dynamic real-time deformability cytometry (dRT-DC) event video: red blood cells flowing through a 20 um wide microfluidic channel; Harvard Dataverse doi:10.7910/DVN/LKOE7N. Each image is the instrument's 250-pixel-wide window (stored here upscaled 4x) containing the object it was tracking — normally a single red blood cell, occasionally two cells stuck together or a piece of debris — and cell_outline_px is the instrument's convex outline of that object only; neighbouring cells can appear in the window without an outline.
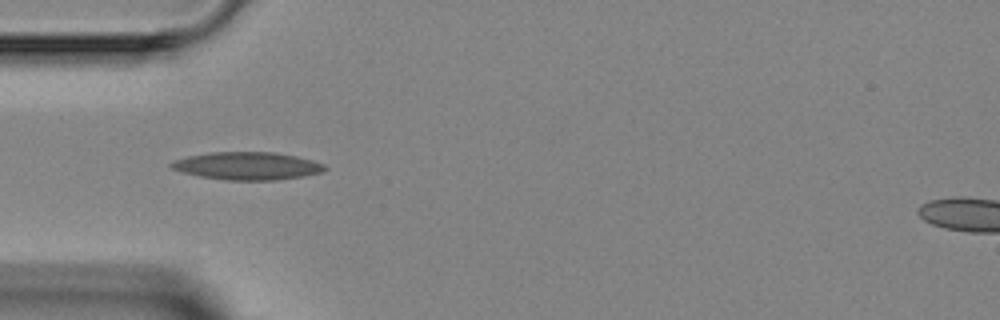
{"species": "Egyptian fruit bat (a non-hibernating species)", "species_latin": "Rousettus aegyptiacus", "temperature_condition": "room temperature", "stored_images_in_passage": 3, "camera_frame_rate_fps": 3000, "um_per_image_px": 0.085, "animal": {"sex": "female"}, "frame": {"image": 1, "passage_image": 2, "time_ms": 1.0, "image_size_px": [1000, 320], "cell_outline_px": [[328, 168], [324, 172], [304, 176], [276, 180], [228, 180], [200, 176], [184, 172], [172, 168], [168, 164], [172, 160], [188, 156], [212, 152], [276, 152], [296, 156], [312, 160], [324, 164]], "centroid_in_image_um": [21.05, 14.1], "position_along_channel_um": 63.9, "area_um2": 24.85}}
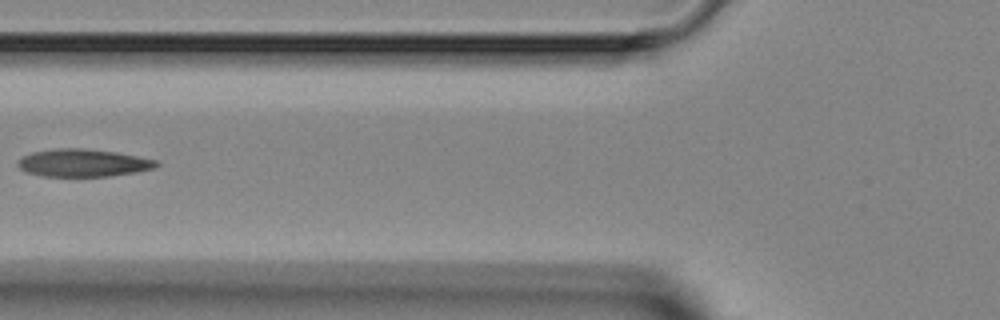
{"frame": {"image": 2, "passage_image": 3, "time_ms": 2.333, "image_size_px": [1000, 320], "cell_outline_px": [[160, 164], [156, 168], [136, 172], [108, 176], [40, 176], [24, 172], [16, 164], [24, 156], [32, 152], [56, 148], [80, 148], [116, 152], [156, 160]], "centroid_in_image_um": [7.05, 13.85], "position_along_channel_um": 118.7, "area_um2": 22.25}}